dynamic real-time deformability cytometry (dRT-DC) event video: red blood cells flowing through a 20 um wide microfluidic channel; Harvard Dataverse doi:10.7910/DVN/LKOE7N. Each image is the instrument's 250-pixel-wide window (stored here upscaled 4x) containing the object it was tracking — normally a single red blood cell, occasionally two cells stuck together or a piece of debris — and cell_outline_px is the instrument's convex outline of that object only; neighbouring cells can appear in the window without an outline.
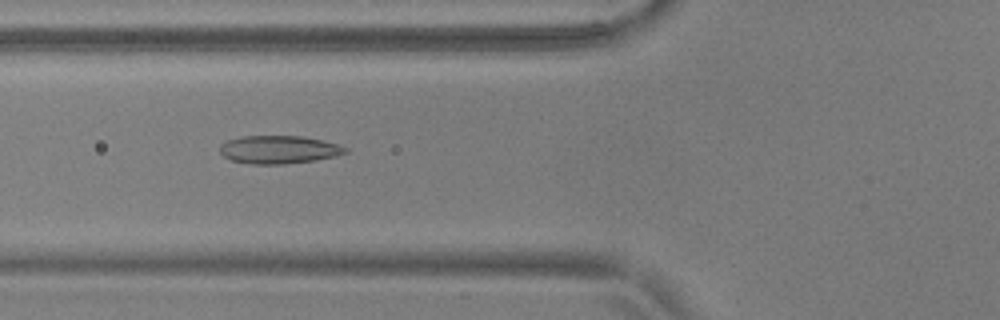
{"species": "common noctule bat (a hibernating species)", "species_latin": "Nyctalus noctula", "temperature_condition": "warm", "stored_images_in_passage": 38, "camera_frame_rate_fps": 3000, "um_per_image_px": 0.085, "animal": {"sex": "male", "body_mass_g": 17.9, "forearm_length_mm": 54.2}, "frame": {"image": 1, "passage_image": 4, "time_ms": 1.0, "image_size_px": [1000, 320], "cell_outline_px": [[348, 152], [336, 156], [316, 160], [284, 164], [252, 164], [232, 160], [224, 156], [220, 152], [220, 144], [228, 140], [244, 136], [300, 136], [320, 140], [336, 144], [348, 148]], "centroid_in_image_um": [23.7, 12.72], "position_along_channel_um": 102.1, "area_um2": 20.35}}
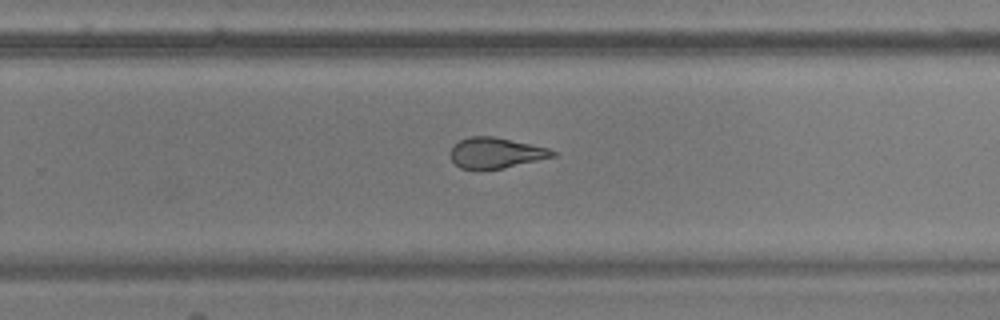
{"frame": {"image": 2, "passage_image": 19, "time_ms": 6.0, "image_size_px": [1000, 320], "cell_outline_px": [[556, 156], [504, 168], [476, 172], [472, 172], [460, 168], [452, 160], [448, 152], [460, 140], [472, 136], [492, 136], [548, 148], [556, 152]], "centroid_in_image_um": [42.09, 13.04], "position_along_channel_um": 287.7, "area_um2": 18.55}}
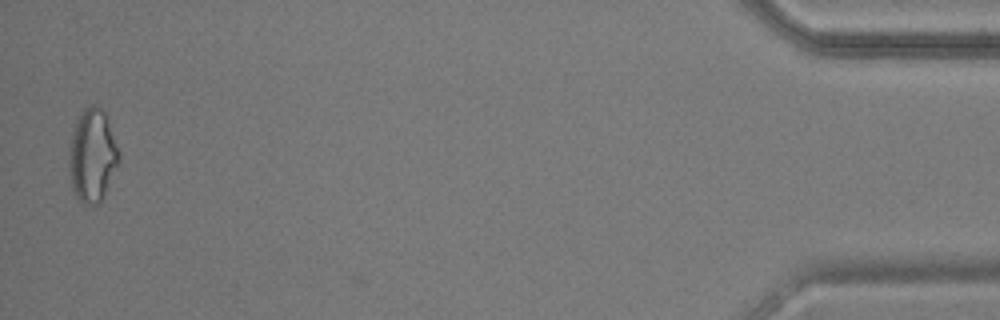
{"frame": {"image": 3, "passage_image": 37, "time_ms": 12.0, "image_size_px": [1000, 320], "cell_outline_px": [[120, 160], [100, 200], [96, 204], [80, 204], [72, 192], [68, 164], [68, 152], [72, 132], [76, 120], [80, 112], [88, 104], [96, 104], [108, 116], [120, 152]], "centroid_in_image_um": [7.83, 13.17], "position_along_channel_um": 427.4, "area_um2": 27.51}, "authors_computed_cell_mechanics": {"area_um2": 19.5364, "velocity_mm_per_s": 3.7054, "shape_relaxation_time_tau1_ms": null, "shape_relaxation_time_tau2_ms": 1.4623, "deformation_change_tau1": null, "deformation_change_tau2": 0.0939}}